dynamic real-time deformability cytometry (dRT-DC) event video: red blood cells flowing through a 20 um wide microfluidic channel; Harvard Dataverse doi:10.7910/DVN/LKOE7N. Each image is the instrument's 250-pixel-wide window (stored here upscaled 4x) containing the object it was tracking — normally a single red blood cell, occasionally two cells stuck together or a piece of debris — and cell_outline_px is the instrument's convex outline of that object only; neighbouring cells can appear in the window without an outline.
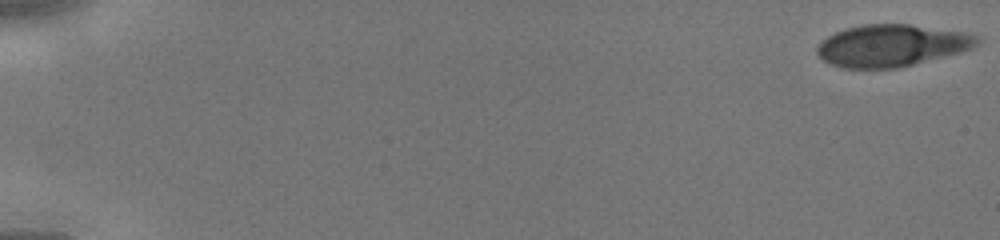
{"species": "human", "species_latin": "Homo sapiens", "temperature_condition": "cold", "stored_images_in_passage": 45, "camera_frame_rate_fps": 3000, "um_per_image_px": 0.085, "donor": {"sex": "male"}, "frame": {"image": 1, "passage_image": 1, "time_ms": 0.0, "image_size_px": [1000, 240], "cell_outline_px": [[980, 44], [972, 48], [960, 52], [896, 68], [844, 68], [832, 64], [824, 60], [816, 52], [816, 44], [820, 40], [844, 28], [864, 24], [908, 24], [968, 32], [980, 36]], "centroid_in_image_um": [75.8, 3.85], "position_along_channel_um": 9.2, "area_um2": 39.25}}
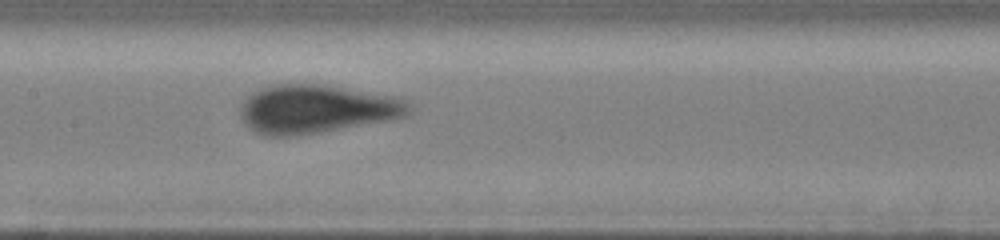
{"frame": {"image": 2, "passage_image": 24, "time_ms": 7.667, "image_size_px": [1000, 240], "cell_outline_px": [[412, 108], [408, 116], [388, 120], [316, 132], [288, 136], [264, 136], [256, 132], [240, 116], [240, 104], [252, 92], [260, 88], [276, 84], [324, 84], [404, 96]], "centroid_in_image_um": [26.96, 9.23], "position_along_channel_um": 180.4, "area_um2": 47.92}}
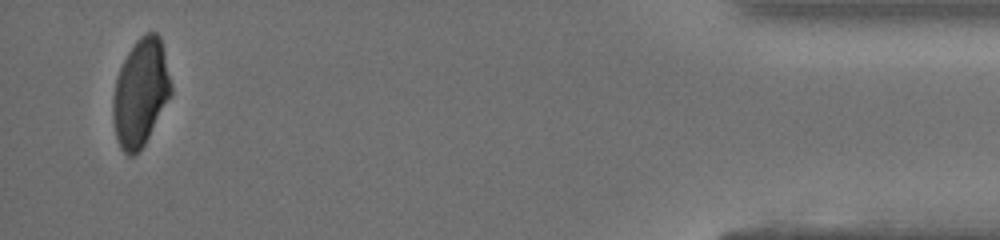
{"frame": {"image": 3, "passage_image": 44, "time_ms": 14.333, "image_size_px": [1000, 240], "cell_outline_px": [[172, 92], [144, 144], [132, 156], [128, 156], [120, 148], [116, 136], [112, 120], [112, 100], [116, 80], [120, 68], [128, 52], [136, 40], [140, 36], [148, 32], [156, 32], [160, 36], [172, 84]], "centroid_in_image_um": [11.93, 7.85], "position_along_channel_um": 423.3, "area_um2": 36.01}}